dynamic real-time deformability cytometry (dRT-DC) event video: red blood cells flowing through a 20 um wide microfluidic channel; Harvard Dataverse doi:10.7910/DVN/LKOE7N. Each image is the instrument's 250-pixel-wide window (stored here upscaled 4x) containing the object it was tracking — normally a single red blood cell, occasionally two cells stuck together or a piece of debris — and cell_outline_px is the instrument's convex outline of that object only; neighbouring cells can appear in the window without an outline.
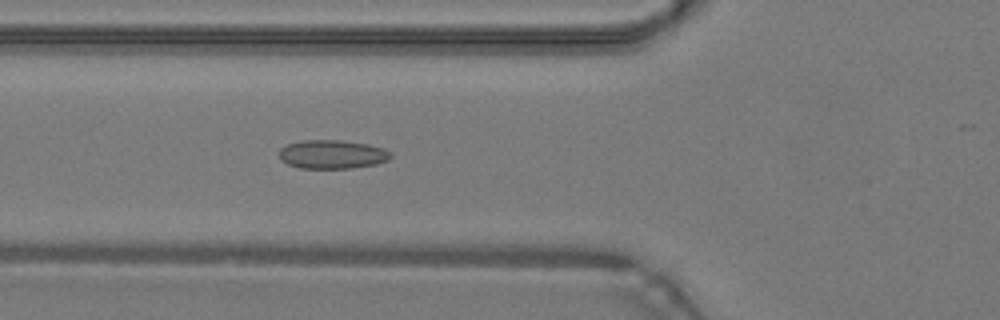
{"species": "common noctule bat (a hibernating species)", "species_latin": "Nyctalus noctula", "temperature_condition": "warm", "stored_images_in_passage": 44, "camera_frame_rate_fps": 3000, "um_per_image_px": 0.085, "animal": {"sex": "male", "body_mass_g": 19.2, "forearm_length_mm": 51.8}, "frame": {"image": 1, "passage_image": 17, "time_ms": 5.333, "image_size_px": [1000, 320], "cell_outline_px": [[392, 156], [388, 160], [376, 164], [352, 168], [300, 168], [288, 164], [280, 160], [280, 148], [288, 144], [304, 140], [340, 140], [368, 144], [384, 148], [392, 152]], "centroid_in_image_um": [28.27, 13.12], "position_along_channel_um": 97.5, "area_um2": 18.73}}
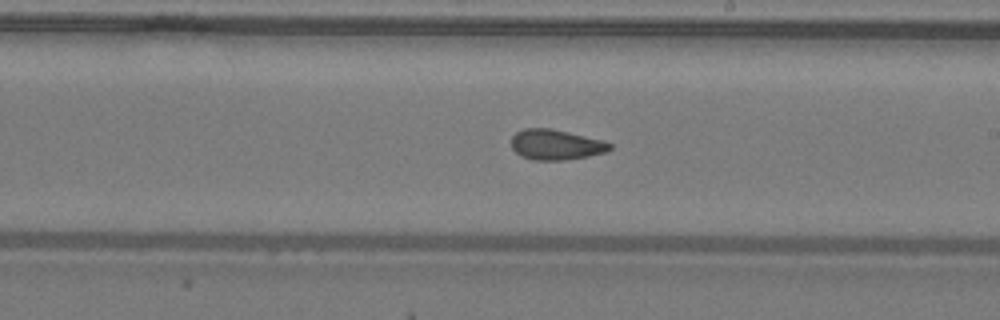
{"frame": {"image": 2, "passage_image": 27, "time_ms": 8.667, "image_size_px": [1000, 320], "cell_outline_px": [[612, 148], [604, 152], [588, 156], [564, 160], [532, 160], [520, 156], [512, 148], [512, 136], [516, 132], [524, 128], [552, 128], [604, 140], [612, 144]], "centroid_in_image_um": [47.24, 12.29], "position_along_channel_um": 241.8, "area_um2": 17.51}}
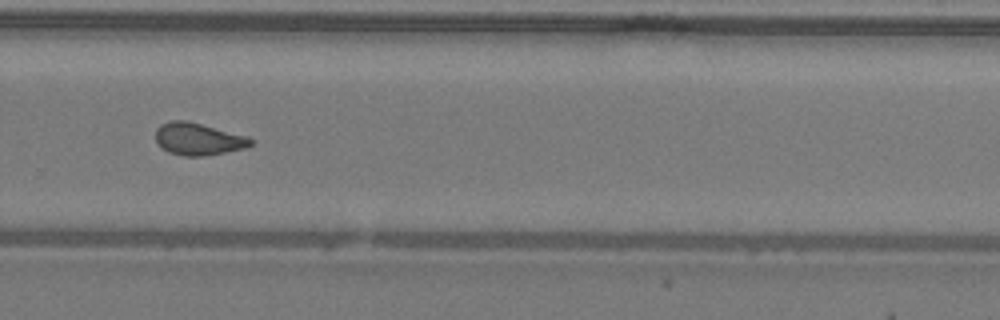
{"frame": {"image": 3, "passage_image": 32, "time_ms": 10.333, "image_size_px": [1000, 320], "cell_outline_px": [[256, 140], [252, 144], [244, 148], [204, 156], [184, 156], [168, 152], [160, 148], [156, 140], [156, 128], [160, 124], [172, 120], [184, 120], [248, 136]], "centroid_in_image_um": [16.83, 11.82], "position_along_channel_um": 313.0, "area_um2": 17.86}, "authors_computed_cell_mechanics": {"area_um2": 17.5712, "velocity_mm_per_s": 4.3046, "shape_relaxation_time_tau1_ms": null, "shape_relaxation_time_tau2_ms": 1.6471, "deformation_change_tau1": null, "deformation_change_tau2": 0.065}}